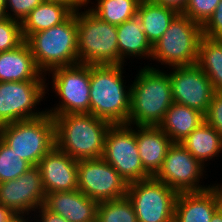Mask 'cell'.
Instances as JSON below:
<instances>
[{
    "label": "cell",
    "instance_id": "cell-1",
    "mask_svg": "<svg viewBox=\"0 0 222 222\" xmlns=\"http://www.w3.org/2000/svg\"><path fill=\"white\" fill-rule=\"evenodd\" d=\"M155 66L141 67L131 81L129 125L158 126L173 103L169 75Z\"/></svg>",
    "mask_w": 222,
    "mask_h": 222
},
{
    "label": "cell",
    "instance_id": "cell-2",
    "mask_svg": "<svg viewBox=\"0 0 222 222\" xmlns=\"http://www.w3.org/2000/svg\"><path fill=\"white\" fill-rule=\"evenodd\" d=\"M55 146L75 160L102 158L105 136L111 126L90 113L52 116Z\"/></svg>",
    "mask_w": 222,
    "mask_h": 222
},
{
    "label": "cell",
    "instance_id": "cell-3",
    "mask_svg": "<svg viewBox=\"0 0 222 222\" xmlns=\"http://www.w3.org/2000/svg\"><path fill=\"white\" fill-rule=\"evenodd\" d=\"M124 65H90V114L111 124H127L131 90ZM127 88V90H126Z\"/></svg>",
    "mask_w": 222,
    "mask_h": 222
},
{
    "label": "cell",
    "instance_id": "cell-4",
    "mask_svg": "<svg viewBox=\"0 0 222 222\" xmlns=\"http://www.w3.org/2000/svg\"><path fill=\"white\" fill-rule=\"evenodd\" d=\"M26 42L35 63L46 75L55 68L79 64L77 45V12L61 24L33 33Z\"/></svg>",
    "mask_w": 222,
    "mask_h": 222
},
{
    "label": "cell",
    "instance_id": "cell-5",
    "mask_svg": "<svg viewBox=\"0 0 222 222\" xmlns=\"http://www.w3.org/2000/svg\"><path fill=\"white\" fill-rule=\"evenodd\" d=\"M83 9L77 11L79 64L120 65L116 25L102 21L89 9Z\"/></svg>",
    "mask_w": 222,
    "mask_h": 222
},
{
    "label": "cell",
    "instance_id": "cell-6",
    "mask_svg": "<svg viewBox=\"0 0 222 222\" xmlns=\"http://www.w3.org/2000/svg\"><path fill=\"white\" fill-rule=\"evenodd\" d=\"M0 139L32 166L55 146V123L47 112L40 117L0 126Z\"/></svg>",
    "mask_w": 222,
    "mask_h": 222
},
{
    "label": "cell",
    "instance_id": "cell-7",
    "mask_svg": "<svg viewBox=\"0 0 222 222\" xmlns=\"http://www.w3.org/2000/svg\"><path fill=\"white\" fill-rule=\"evenodd\" d=\"M202 26L178 13L161 38L152 46L151 60L166 67L197 64ZM168 65V66H167Z\"/></svg>",
    "mask_w": 222,
    "mask_h": 222
},
{
    "label": "cell",
    "instance_id": "cell-8",
    "mask_svg": "<svg viewBox=\"0 0 222 222\" xmlns=\"http://www.w3.org/2000/svg\"><path fill=\"white\" fill-rule=\"evenodd\" d=\"M47 74L48 77L52 76V91L60 99L56 106L46 109L48 114L57 116L90 113V65L59 67Z\"/></svg>",
    "mask_w": 222,
    "mask_h": 222
},
{
    "label": "cell",
    "instance_id": "cell-9",
    "mask_svg": "<svg viewBox=\"0 0 222 222\" xmlns=\"http://www.w3.org/2000/svg\"><path fill=\"white\" fill-rule=\"evenodd\" d=\"M177 195L175 190L155 177L129 183L126 194L138 222H174Z\"/></svg>",
    "mask_w": 222,
    "mask_h": 222
},
{
    "label": "cell",
    "instance_id": "cell-10",
    "mask_svg": "<svg viewBox=\"0 0 222 222\" xmlns=\"http://www.w3.org/2000/svg\"><path fill=\"white\" fill-rule=\"evenodd\" d=\"M102 158L114 167L128 184L151 177L139 157L135 128L132 125L111 124L105 136Z\"/></svg>",
    "mask_w": 222,
    "mask_h": 222
},
{
    "label": "cell",
    "instance_id": "cell-11",
    "mask_svg": "<svg viewBox=\"0 0 222 222\" xmlns=\"http://www.w3.org/2000/svg\"><path fill=\"white\" fill-rule=\"evenodd\" d=\"M46 82H0V126L45 114L46 110L36 108L42 99H46L45 94L49 91V82Z\"/></svg>",
    "mask_w": 222,
    "mask_h": 222
},
{
    "label": "cell",
    "instance_id": "cell-12",
    "mask_svg": "<svg viewBox=\"0 0 222 222\" xmlns=\"http://www.w3.org/2000/svg\"><path fill=\"white\" fill-rule=\"evenodd\" d=\"M204 168L207 170L181 143L173 142L167 150L160 170L154 177L177 193L201 192L212 186L211 184L201 185L200 180L207 179L204 174L208 171Z\"/></svg>",
    "mask_w": 222,
    "mask_h": 222
},
{
    "label": "cell",
    "instance_id": "cell-13",
    "mask_svg": "<svg viewBox=\"0 0 222 222\" xmlns=\"http://www.w3.org/2000/svg\"><path fill=\"white\" fill-rule=\"evenodd\" d=\"M78 190L97 202L126 197L127 181L103 158L78 160Z\"/></svg>",
    "mask_w": 222,
    "mask_h": 222
},
{
    "label": "cell",
    "instance_id": "cell-14",
    "mask_svg": "<svg viewBox=\"0 0 222 222\" xmlns=\"http://www.w3.org/2000/svg\"><path fill=\"white\" fill-rule=\"evenodd\" d=\"M173 102L186 105L206 114L212 95V83L197 65L170 67Z\"/></svg>",
    "mask_w": 222,
    "mask_h": 222
},
{
    "label": "cell",
    "instance_id": "cell-15",
    "mask_svg": "<svg viewBox=\"0 0 222 222\" xmlns=\"http://www.w3.org/2000/svg\"><path fill=\"white\" fill-rule=\"evenodd\" d=\"M45 196L38 166L30 167L15 180L0 183V204L16 215H32L44 204Z\"/></svg>",
    "mask_w": 222,
    "mask_h": 222
},
{
    "label": "cell",
    "instance_id": "cell-16",
    "mask_svg": "<svg viewBox=\"0 0 222 222\" xmlns=\"http://www.w3.org/2000/svg\"><path fill=\"white\" fill-rule=\"evenodd\" d=\"M47 193L78 189V160L54 146L38 165Z\"/></svg>",
    "mask_w": 222,
    "mask_h": 222
},
{
    "label": "cell",
    "instance_id": "cell-17",
    "mask_svg": "<svg viewBox=\"0 0 222 222\" xmlns=\"http://www.w3.org/2000/svg\"><path fill=\"white\" fill-rule=\"evenodd\" d=\"M43 206L68 222H97L98 202L78 189L47 193Z\"/></svg>",
    "mask_w": 222,
    "mask_h": 222
},
{
    "label": "cell",
    "instance_id": "cell-18",
    "mask_svg": "<svg viewBox=\"0 0 222 222\" xmlns=\"http://www.w3.org/2000/svg\"><path fill=\"white\" fill-rule=\"evenodd\" d=\"M219 207L220 197L215 183L201 192H181L175 201L174 222H210Z\"/></svg>",
    "mask_w": 222,
    "mask_h": 222
},
{
    "label": "cell",
    "instance_id": "cell-19",
    "mask_svg": "<svg viewBox=\"0 0 222 222\" xmlns=\"http://www.w3.org/2000/svg\"><path fill=\"white\" fill-rule=\"evenodd\" d=\"M26 41L16 49L0 52V82L46 81Z\"/></svg>",
    "mask_w": 222,
    "mask_h": 222
},
{
    "label": "cell",
    "instance_id": "cell-20",
    "mask_svg": "<svg viewBox=\"0 0 222 222\" xmlns=\"http://www.w3.org/2000/svg\"><path fill=\"white\" fill-rule=\"evenodd\" d=\"M139 157L145 171L154 177L160 170L169 146L170 137L159 126H134Z\"/></svg>",
    "mask_w": 222,
    "mask_h": 222
},
{
    "label": "cell",
    "instance_id": "cell-21",
    "mask_svg": "<svg viewBox=\"0 0 222 222\" xmlns=\"http://www.w3.org/2000/svg\"><path fill=\"white\" fill-rule=\"evenodd\" d=\"M116 28L120 65H125L127 58L133 60L143 58L151 61L152 45L143 31L142 23L137 15L117 25Z\"/></svg>",
    "mask_w": 222,
    "mask_h": 222
},
{
    "label": "cell",
    "instance_id": "cell-22",
    "mask_svg": "<svg viewBox=\"0 0 222 222\" xmlns=\"http://www.w3.org/2000/svg\"><path fill=\"white\" fill-rule=\"evenodd\" d=\"M204 121V114L200 111L173 102L158 126L172 142L181 143Z\"/></svg>",
    "mask_w": 222,
    "mask_h": 222
},
{
    "label": "cell",
    "instance_id": "cell-23",
    "mask_svg": "<svg viewBox=\"0 0 222 222\" xmlns=\"http://www.w3.org/2000/svg\"><path fill=\"white\" fill-rule=\"evenodd\" d=\"M181 144L202 165L222 153V138L206 121L202 122Z\"/></svg>",
    "mask_w": 222,
    "mask_h": 222
},
{
    "label": "cell",
    "instance_id": "cell-24",
    "mask_svg": "<svg viewBox=\"0 0 222 222\" xmlns=\"http://www.w3.org/2000/svg\"><path fill=\"white\" fill-rule=\"evenodd\" d=\"M73 12L61 3L43 1L22 21V35L26 41L33 33L61 24Z\"/></svg>",
    "mask_w": 222,
    "mask_h": 222
},
{
    "label": "cell",
    "instance_id": "cell-25",
    "mask_svg": "<svg viewBox=\"0 0 222 222\" xmlns=\"http://www.w3.org/2000/svg\"><path fill=\"white\" fill-rule=\"evenodd\" d=\"M177 14L176 10L154 3L152 0H141L137 16L152 46L161 38Z\"/></svg>",
    "mask_w": 222,
    "mask_h": 222
},
{
    "label": "cell",
    "instance_id": "cell-26",
    "mask_svg": "<svg viewBox=\"0 0 222 222\" xmlns=\"http://www.w3.org/2000/svg\"><path fill=\"white\" fill-rule=\"evenodd\" d=\"M197 65L212 83L215 92H222V39L202 36Z\"/></svg>",
    "mask_w": 222,
    "mask_h": 222
},
{
    "label": "cell",
    "instance_id": "cell-27",
    "mask_svg": "<svg viewBox=\"0 0 222 222\" xmlns=\"http://www.w3.org/2000/svg\"><path fill=\"white\" fill-rule=\"evenodd\" d=\"M94 6L87 8L102 21L113 25L135 17L141 0H95Z\"/></svg>",
    "mask_w": 222,
    "mask_h": 222
},
{
    "label": "cell",
    "instance_id": "cell-28",
    "mask_svg": "<svg viewBox=\"0 0 222 222\" xmlns=\"http://www.w3.org/2000/svg\"><path fill=\"white\" fill-rule=\"evenodd\" d=\"M97 222H138L129 198L98 202Z\"/></svg>",
    "mask_w": 222,
    "mask_h": 222
},
{
    "label": "cell",
    "instance_id": "cell-29",
    "mask_svg": "<svg viewBox=\"0 0 222 222\" xmlns=\"http://www.w3.org/2000/svg\"><path fill=\"white\" fill-rule=\"evenodd\" d=\"M32 165L0 139V183L15 180Z\"/></svg>",
    "mask_w": 222,
    "mask_h": 222
},
{
    "label": "cell",
    "instance_id": "cell-30",
    "mask_svg": "<svg viewBox=\"0 0 222 222\" xmlns=\"http://www.w3.org/2000/svg\"><path fill=\"white\" fill-rule=\"evenodd\" d=\"M24 41L21 22L7 17L0 21V52L16 49Z\"/></svg>",
    "mask_w": 222,
    "mask_h": 222
},
{
    "label": "cell",
    "instance_id": "cell-31",
    "mask_svg": "<svg viewBox=\"0 0 222 222\" xmlns=\"http://www.w3.org/2000/svg\"><path fill=\"white\" fill-rule=\"evenodd\" d=\"M220 0H188L184 15L203 26L211 17Z\"/></svg>",
    "mask_w": 222,
    "mask_h": 222
},
{
    "label": "cell",
    "instance_id": "cell-32",
    "mask_svg": "<svg viewBox=\"0 0 222 222\" xmlns=\"http://www.w3.org/2000/svg\"><path fill=\"white\" fill-rule=\"evenodd\" d=\"M43 1L44 0H6L4 6L6 17L22 23L27 15Z\"/></svg>",
    "mask_w": 222,
    "mask_h": 222
},
{
    "label": "cell",
    "instance_id": "cell-33",
    "mask_svg": "<svg viewBox=\"0 0 222 222\" xmlns=\"http://www.w3.org/2000/svg\"><path fill=\"white\" fill-rule=\"evenodd\" d=\"M204 118L222 138V92H215L212 95L210 105Z\"/></svg>",
    "mask_w": 222,
    "mask_h": 222
},
{
    "label": "cell",
    "instance_id": "cell-34",
    "mask_svg": "<svg viewBox=\"0 0 222 222\" xmlns=\"http://www.w3.org/2000/svg\"><path fill=\"white\" fill-rule=\"evenodd\" d=\"M202 35L212 39H222V0L207 22L202 26Z\"/></svg>",
    "mask_w": 222,
    "mask_h": 222
},
{
    "label": "cell",
    "instance_id": "cell-35",
    "mask_svg": "<svg viewBox=\"0 0 222 222\" xmlns=\"http://www.w3.org/2000/svg\"><path fill=\"white\" fill-rule=\"evenodd\" d=\"M32 215L34 216V217H32V218H34V222H68L61 215H58V214H55V213L49 211L43 205L40 206ZM35 217H36V219H35Z\"/></svg>",
    "mask_w": 222,
    "mask_h": 222
},
{
    "label": "cell",
    "instance_id": "cell-36",
    "mask_svg": "<svg viewBox=\"0 0 222 222\" xmlns=\"http://www.w3.org/2000/svg\"><path fill=\"white\" fill-rule=\"evenodd\" d=\"M44 1H51L56 3H61L68 7L72 12L80 11L81 8L87 7L88 4H94L95 2H91V0H44Z\"/></svg>",
    "mask_w": 222,
    "mask_h": 222
},
{
    "label": "cell",
    "instance_id": "cell-37",
    "mask_svg": "<svg viewBox=\"0 0 222 222\" xmlns=\"http://www.w3.org/2000/svg\"><path fill=\"white\" fill-rule=\"evenodd\" d=\"M154 3L172 8L178 13H182L186 7L188 0H152Z\"/></svg>",
    "mask_w": 222,
    "mask_h": 222
},
{
    "label": "cell",
    "instance_id": "cell-38",
    "mask_svg": "<svg viewBox=\"0 0 222 222\" xmlns=\"http://www.w3.org/2000/svg\"><path fill=\"white\" fill-rule=\"evenodd\" d=\"M16 216L10 208L0 204V222H10Z\"/></svg>",
    "mask_w": 222,
    "mask_h": 222
},
{
    "label": "cell",
    "instance_id": "cell-39",
    "mask_svg": "<svg viewBox=\"0 0 222 222\" xmlns=\"http://www.w3.org/2000/svg\"><path fill=\"white\" fill-rule=\"evenodd\" d=\"M210 222H222V208L219 207L213 214Z\"/></svg>",
    "mask_w": 222,
    "mask_h": 222
},
{
    "label": "cell",
    "instance_id": "cell-40",
    "mask_svg": "<svg viewBox=\"0 0 222 222\" xmlns=\"http://www.w3.org/2000/svg\"><path fill=\"white\" fill-rule=\"evenodd\" d=\"M32 216H28L26 218V215H17L14 219H12L10 222H33V218L31 219ZM30 219V220H29Z\"/></svg>",
    "mask_w": 222,
    "mask_h": 222
},
{
    "label": "cell",
    "instance_id": "cell-41",
    "mask_svg": "<svg viewBox=\"0 0 222 222\" xmlns=\"http://www.w3.org/2000/svg\"><path fill=\"white\" fill-rule=\"evenodd\" d=\"M215 185L218 187V193L220 197V207L222 208V183L221 184L215 183Z\"/></svg>",
    "mask_w": 222,
    "mask_h": 222
},
{
    "label": "cell",
    "instance_id": "cell-42",
    "mask_svg": "<svg viewBox=\"0 0 222 222\" xmlns=\"http://www.w3.org/2000/svg\"><path fill=\"white\" fill-rule=\"evenodd\" d=\"M5 18H6L5 7L4 6H0V21H2Z\"/></svg>",
    "mask_w": 222,
    "mask_h": 222
},
{
    "label": "cell",
    "instance_id": "cell-43",
    "mask_svg": "<svg viewBox=\"0 0 222 222\" xmlns=\"http://www.w3.org/2000/svg\"><path fill=\"white\" fill-rule=\"evenodd\" d=\"M6 0H0V6H5Z\"/></svg>",
    "mask_w": 222,
    "mask_h": 222
}]
</instances>
